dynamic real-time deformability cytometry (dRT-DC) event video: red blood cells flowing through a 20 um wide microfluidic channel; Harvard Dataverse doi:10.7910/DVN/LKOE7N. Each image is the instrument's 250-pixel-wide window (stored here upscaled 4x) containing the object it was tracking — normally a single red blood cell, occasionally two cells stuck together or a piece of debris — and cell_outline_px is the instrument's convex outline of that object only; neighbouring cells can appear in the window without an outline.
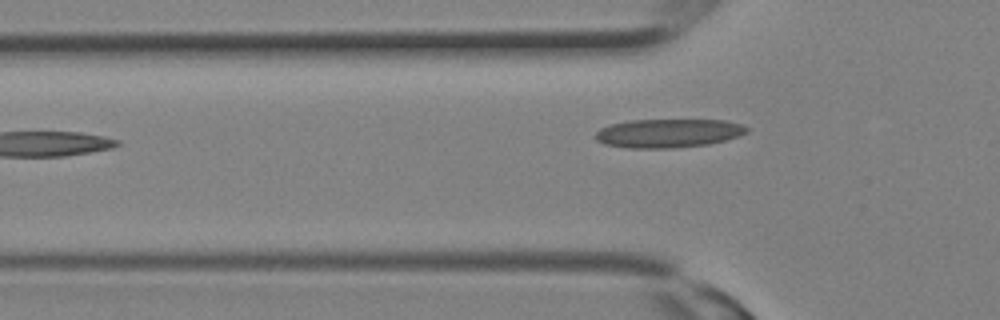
{"species": "Egyptian fruit bat (a non-hibernating species)", "species_latin": "Rousettus aegyptiacus", "temperature_condition": "room temperature", "stored_images_in_passage": 7, "camera_frame_rate_fps": 3000, "um_per_image_px": 0.085, "animal": {"sex": "female"}, "frame": {"image": 1, "passage_image": 7, "time_ms": 2.0, "image_size_px": [1000, 320], "cell_outline_px": [[748, 132], [740, 136], [708, 144], [672, 148], [628, 148], [604, 144], [596, 140], [596, 132], [600, 128], [608, 124], [628, 120], [724, 120], [740, 124], [748, 128]], "centroid_in_image_um": [56.77, 11.32], "position_along_channel_um": 69.0, "area_um2": 25.37}}